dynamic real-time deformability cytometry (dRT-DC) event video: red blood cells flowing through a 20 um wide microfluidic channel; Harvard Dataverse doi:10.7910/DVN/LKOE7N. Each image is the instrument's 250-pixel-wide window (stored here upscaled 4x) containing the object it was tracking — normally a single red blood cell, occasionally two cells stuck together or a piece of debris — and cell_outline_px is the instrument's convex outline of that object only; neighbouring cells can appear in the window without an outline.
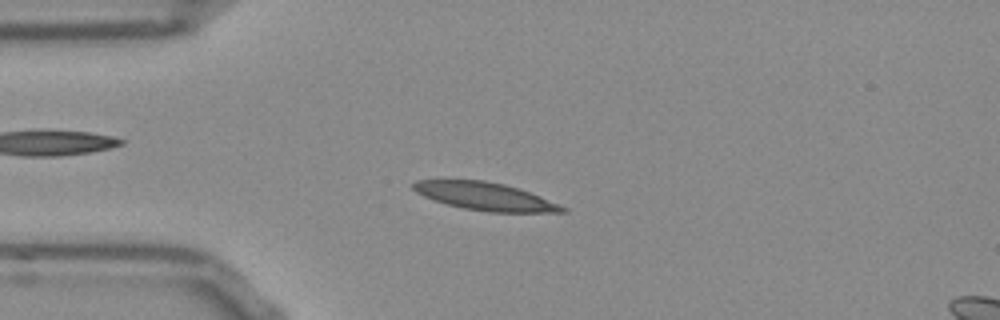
{"species": "Egyptian fruit bat (a non-hibernating species)", "species_latin": "Rousettus aegyptiacus", "temperature_condition": "room temperature", "stored_images_in_passage": 45, "camera_frame_rate_fps": 3000, "um_per_image_px": 0.085, "frame": {"image": 1, "passage_image": 5, "time_ms": 1.333, "image_size_px": [1000, 320], "cell_outline_px": [[568, 212], [488, 212], [464, 208], [444, 204], [432, 200], [416, 192], [412, 188], [412, 184], [416, 180], [484, 180], [504, 184], [540, 196], [568, 208]], "centroid_in_image_um": [41.21, 16.69], "position_along_channel_um": 43.8, "area_um2": 24.1}}
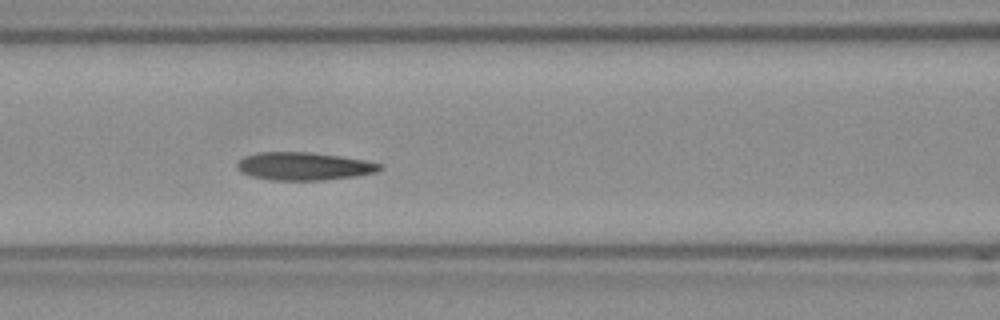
{"frame": {"image": 2, "passage_image": 14, "time_ms": 4.333, "image_size_px": [1000, 320], "cell_outline_px": [[384, 168], [376, 172], [356, 176], [324, 180], [268, 180], [248, 176], [240, 172], [236, 168], [236, 164], [244, 156], [260, 152], [308, 152], [340, 156], [364, 160], [384, 164]], "centroid_in_image_um": [25.82, 14.14], "position_along_channel_um": 140.8, "area_um2": 23.47}}
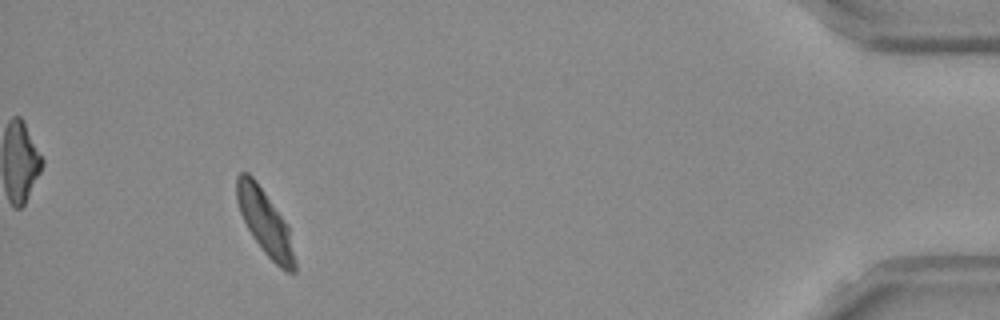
{"frame": {"image": 3, "passage_image": 41, "time_ms": 13.333, "image_size_px": [1000, 320], "cell_outline_px": [[296, 272], [288, 272], [280, 268], [264, 252], [252, 236], [240, 212], [236, 200], [236, 176], [240, 172], [248, 172], [256, 180], [288, 224], [296, 260]], "centroid_in_image_um": [22.54, 18.89], "position_along_channel_um": 412.7, "area_um2": 22.08}, "authors_computed_cell_mechanics": {"area_um2": 22.9466, "velocity_mm_per_s": 3.7803, "shape_relaxation_time_tau1_ms": 5.1037, "shape_relaxation_time_tau2_ms": 1.8467, "deformation_change_tau1": 0.1727, "deformation_change_tau2": 0.0783}}